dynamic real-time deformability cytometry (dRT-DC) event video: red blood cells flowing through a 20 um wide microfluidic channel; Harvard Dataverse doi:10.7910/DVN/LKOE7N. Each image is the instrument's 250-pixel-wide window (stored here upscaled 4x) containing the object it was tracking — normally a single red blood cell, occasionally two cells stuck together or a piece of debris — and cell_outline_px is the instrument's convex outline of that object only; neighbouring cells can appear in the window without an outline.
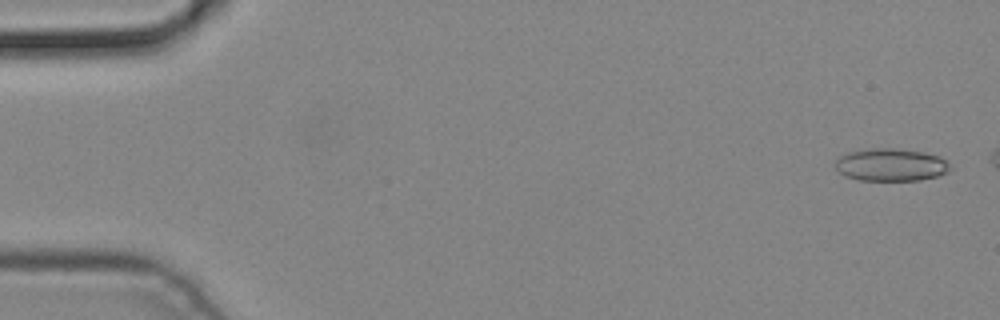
{"species": "common noctule bat (a hibernating species)", "species_latin": "Nyctalus noctula", "temperature_condition": "cold", "stored_images_in_passage": 4, "camera_frame_rate_fps": 3000, "um_per_image_px": 0.085, "animal": {"sex": "male", "body_mass_g": 19.2, "forearm_length_mm": 51.8}, "frame": {"image": 1, "passage_image": 1, "time_ms": 0.0, "image_size_px": [1000, 320], "cell_outline_px": [[952, 168], [948, 172], [936, 176], [920, 180], [860, 180], [844, 176], [836, 168], [836, 160], [840, 156], [848, 152], [868, 148], [892, 148], [924, 152], [940, 156], [948, 160]], "centroid_in_image_um": [75.76, 14.0], "position_along_channel_um": 9.2, "area_um2": 21.96}}